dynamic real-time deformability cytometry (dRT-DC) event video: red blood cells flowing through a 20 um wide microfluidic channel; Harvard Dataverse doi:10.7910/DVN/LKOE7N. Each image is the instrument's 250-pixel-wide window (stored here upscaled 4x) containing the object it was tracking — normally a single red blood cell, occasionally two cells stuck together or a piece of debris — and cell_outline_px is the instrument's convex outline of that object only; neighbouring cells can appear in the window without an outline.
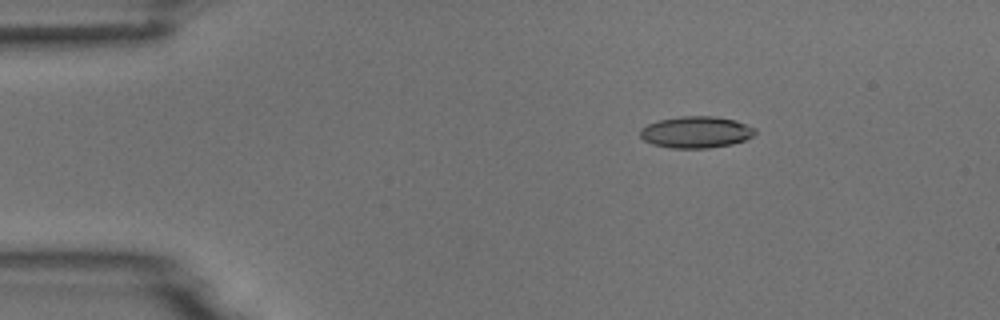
{"species": "common noctule bat (a hibernating species)", "species_latin": "Nyctalus noctula", "temperature_condition": "room temperature", "stored_images_in_passage": 6, "camera_frame_rate_fps": 3000, "um_per_image_px": 0.085, "animal": {"sex": "male", "body_mass_g": 18.8}, "frame": {"image": 1, "passage_image": 3, "time_ms": 2.667, "image_size_px": [1000, 320], "cell_outline_px": [[756, 132], [752, 136], [744, 140], [732, 144], [708, 148], [672, 148], [652, 144], [644, 140], [640, 136], [640, 128], [648, 124], [660, 120], [680, 116], [716, 116], [736, 120], [756, 128]], "centroid_in_image_um": [59.17, 11.23], "position_along_channel_um": 25.8, "area_um2": 21.21}}
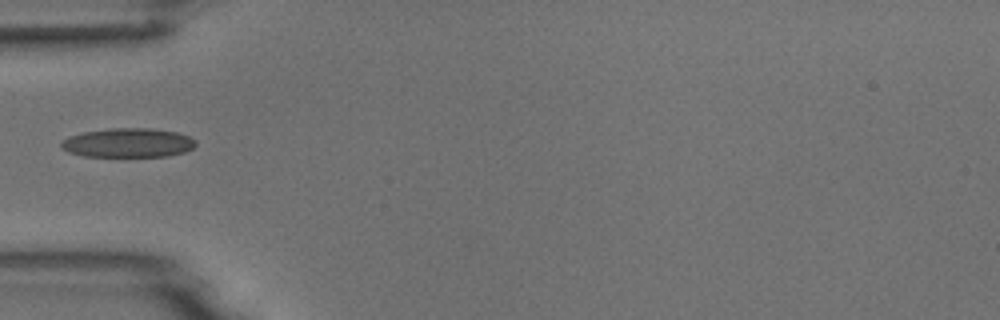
{"frame": {"image": 2, "passage_image": 5, "time_ms": 5.667, "image_size_px": [1000, 320], "cell_outline_px": [[196, 144], [192, 148], [184, 152], [168, 156], [84, 156], [68, 152], [60, 148], [60, 144], [68, 136], [84, 132], [112, 128], [148, 128], [176, 132], [188, 136], [196, 140]], "centroid_in_image_um": [10.87, 12.14], "position_along_channel_um": 74.1, "area_um2": 22.77}}